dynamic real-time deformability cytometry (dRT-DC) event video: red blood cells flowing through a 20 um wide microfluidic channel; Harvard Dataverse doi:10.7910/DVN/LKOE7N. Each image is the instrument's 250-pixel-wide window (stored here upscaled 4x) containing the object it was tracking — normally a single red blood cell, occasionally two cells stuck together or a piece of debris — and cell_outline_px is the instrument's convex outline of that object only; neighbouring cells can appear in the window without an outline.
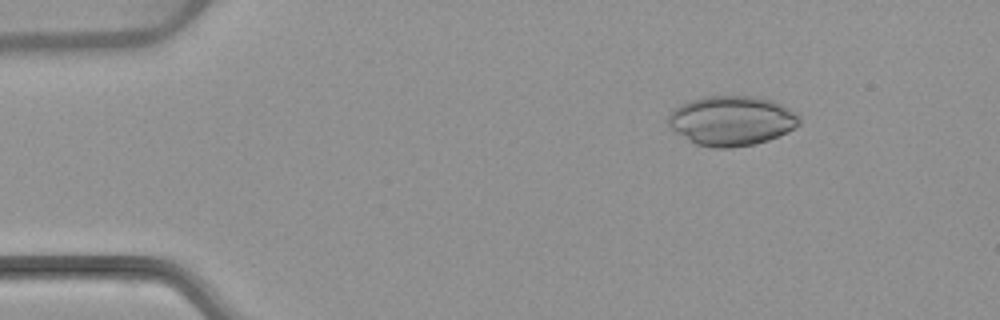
{"species": "common noctule bat (a hibernating species)", "species_latin": "Nyctalus noctula", "temperature_condition": "warm", "stored_images_in_passage": 4, "camera_frame_rate_fps": 3000, "um_per_image_px": 0.085, "animal": {"sex": "female", "body_mass_g": 22.7, "forearm_length_mm": 54.2}, "frame": {"image": 1, "passage_image": 2, "time_ms": 1.333, "image_size_px": [1000, 320], "cell_outline_px": [[800, 124], [788, 132], [768, 140], [756, 144], [732, 148], [712, 148], [696, 144], [688, 140], [676, 132], [668, 124], [668, 116], [680, 104], [688, 100], [704, 96], [756, 96], [772, 100], [788, 108], [800, 116]], "centroid_in_image_um": [62.19, 10.26], "position_along_channel_um": 22.8, "area_um2": 38.15}}